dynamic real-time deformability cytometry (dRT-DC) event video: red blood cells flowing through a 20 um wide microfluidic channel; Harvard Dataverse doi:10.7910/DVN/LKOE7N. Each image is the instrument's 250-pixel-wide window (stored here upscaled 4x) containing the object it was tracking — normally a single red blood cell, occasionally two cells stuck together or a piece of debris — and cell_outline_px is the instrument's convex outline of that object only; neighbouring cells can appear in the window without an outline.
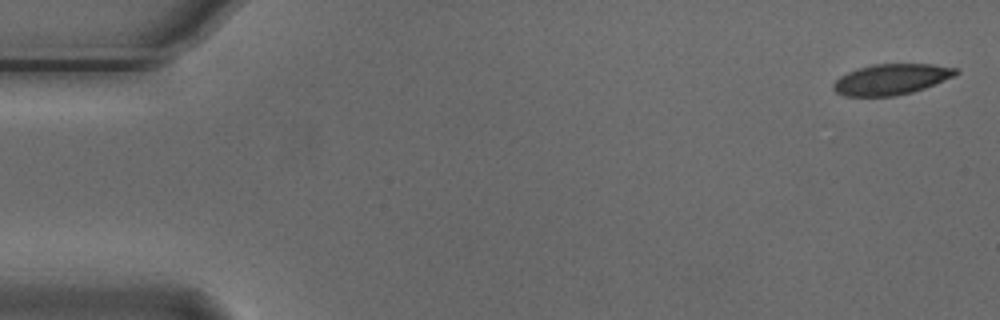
{"species": "Egyptian fruit bat (a non-hibernating species)", "species_latin": "Rousettus aegyptiacus", "temperature_condition": "cold", "stored_images_in_passage": 6, "camera_frame_rate_fps": 3000, "um_per_image_px": 0.085, "animal": {"sex": "male"}, "frame": {"image": 1, "passage_image": 1, "time_ms": 0.0, "image_size_px": [1000, 320], "cell_outline_px": [[960, 72], [956, 76], [924, 88], [912, 92], [896, 96], [844, 96], [836, 92], [832, 88], [832, 84], [840, 76], [848, 72], [872, 64], [932, 64], [960, 68]], "centroid_in_image_um": [75.8, 6.74], "position_along_channel_um": 9.2, "area_um2": 22.08}}
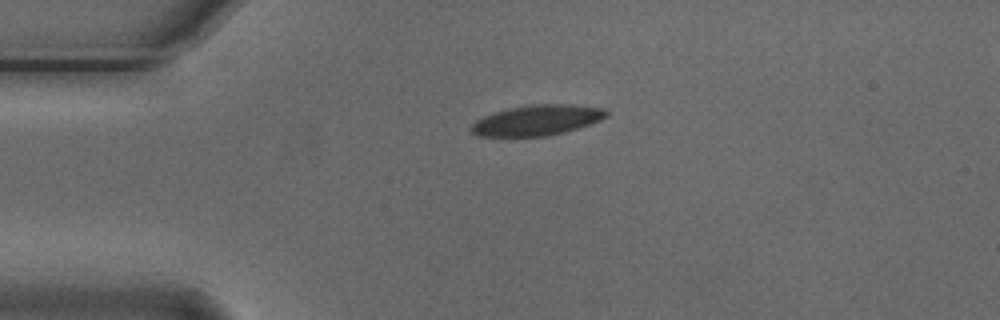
{"frame": {"image": 2, "passage_image": 4, "time_ms": 1.0, "image_size_px": [1000, 320], "cell_outline_px": [[608, 116], [600, 120], [564, 132], [544, 136], [476, 136], [468, 128], [476, 120], [484, 116], [508, 108], [532, 104], [572, 104], [604, 108], [608, 112]], "centroid_in_image_um": [45.63, 10.21], "position_along_channel_um": 39.4, "area_um2": 23.87}}
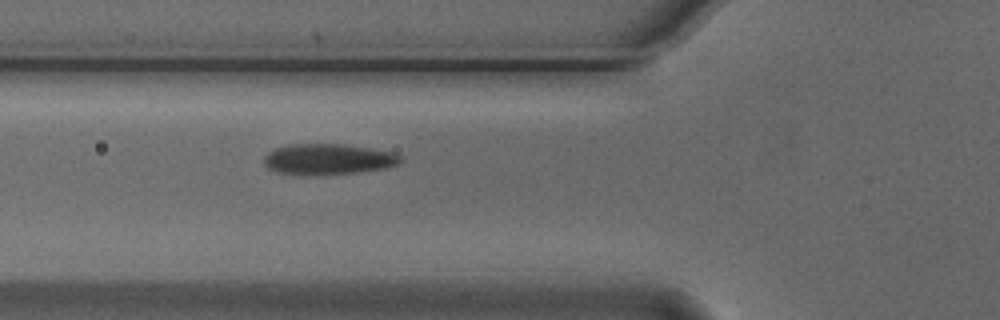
{"frame": {"image": 3, "passage_image": 6, "time_ms": 1.667, "image_size_px": [1000, 320], "cell_outline_px": [[404, 160], [400, 164], [388, 168], [356, 172], [276, 172], [268, 168], [264, 164], [264, 156], [268, 152], [276, 148], [292, 144], [344, 144], [372, 148], [392, 152], [400, 156]], "centroid_in_image_um": [27.97, 13.48], "position_along_channel_um": 97.8, "area_um2": 23.64}}